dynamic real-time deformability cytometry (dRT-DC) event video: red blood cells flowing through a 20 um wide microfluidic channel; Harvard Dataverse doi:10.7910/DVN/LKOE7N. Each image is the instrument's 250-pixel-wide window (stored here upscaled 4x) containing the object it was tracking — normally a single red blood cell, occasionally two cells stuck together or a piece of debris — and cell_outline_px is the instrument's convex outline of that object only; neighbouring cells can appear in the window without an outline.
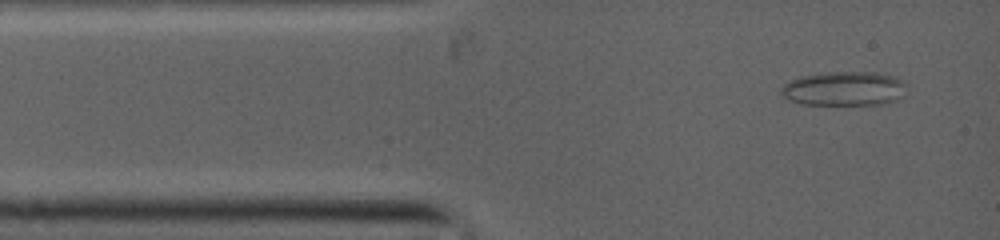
{"species": "common noctule bat (a hibernating species)", "species_latin": "Nyctalus noctula", "temperature_condition": "warm", "stored_images_in_passage": 61, "camera_frame_rate_fps": 5000, "um_per_image_px": 0.085, "animal": {"sex": "female", "body_mass_g": 19.0, "forearm_length_mm": 53.3}, "frame": {"image": 1, "passage_image": 2, "time_ms": 0.2, "image_size_px": [1000, 240], "cell_outline_px": [[908, 84], [904, 96], [900, 100], [880, 104], [800, 104], [788, 100], [780, 92], [780, 88], [788, 80], [800, 76], [828, 72], [880, 72], [896, 76], [904, 80]], "centroid_in_image_um": [71.81, 7.52], "position_along_channel_um": 13.2, "area_um2": 25.61}}
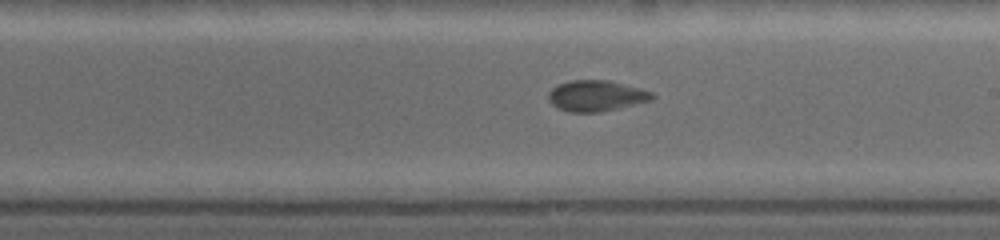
{"frame": {"image": 2, "passage_image": 27, "time_ms": 6.2, "image_size_px": [1000, 240], "cell_outline_px": [[652, 96], [648, 100], [596, 112], [572, 112], [560, 108], [552, 104], [548, 100], [548, 92], [552, 88], [560, 84], [572, 80], [604, 80], [652, 92]], "centroid_in_image_um": [50.56, 8.13], "position_along_channel_um": 238.4, "area_um2": 17.69}}
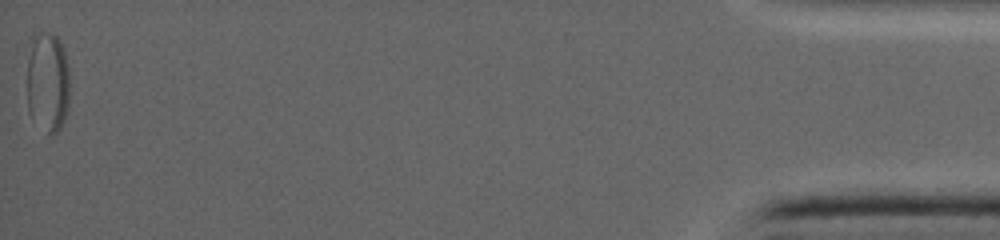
{"frame": {"image": 3, "passage_image": 61, "time_ms": 13.8, "image_size_px": [1000, 240], "cell_outline_px": [[68, 96], [64, 116], [60, 128], [56, 132], [48, 132], [28, 108], [28, 60], [32, 44], [36, 36], [56, 36], [60, 40], [64, 52], [68, 68]], "centroid_in_image_um": [4.07, 6.97], "position_along_channel_um": 431.1, "area_um2": 23.29}}